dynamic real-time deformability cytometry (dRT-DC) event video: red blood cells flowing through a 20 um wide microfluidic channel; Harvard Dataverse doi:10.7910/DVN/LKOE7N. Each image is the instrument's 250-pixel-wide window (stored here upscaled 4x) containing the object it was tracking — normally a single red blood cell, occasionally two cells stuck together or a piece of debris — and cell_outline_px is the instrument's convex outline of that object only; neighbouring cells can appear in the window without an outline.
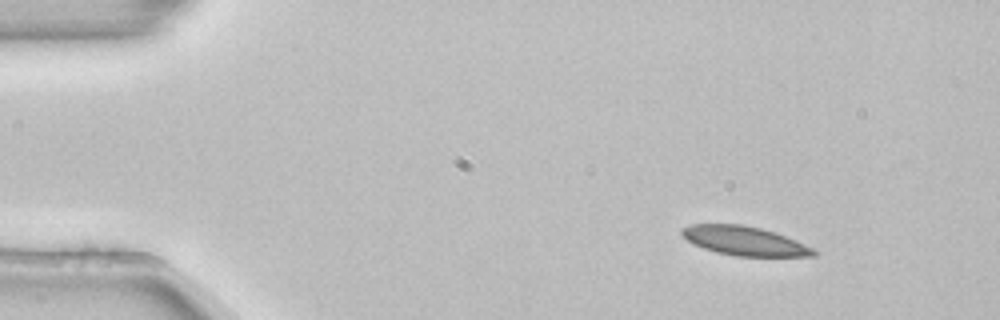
{"species": "common noctule bat (a hibernating species)", "species_latin": "Nyctalus noctula", "temperature_condition": "room temperature", "stored_images_in_passage": 3, "camera_frame_rate_fps": 3000, "um_per_image_px": 0.085, "animal": {"sex": "female", "body_mass_g": 22.7, "forearm_length_mm": 54.2}, "frame": {"image": 1, "passage_image": 1, "time_ms": 0.0, "image_size_px": [1000, 320], "cell_outline_px": [[820, 252], [816, 256], [736, 256], [716, 252], [692, 244], [680, 232], [680, 228], [692, 224], [740, 224], [760, 228], [796, 240]], "centroid_in_image_um": [63.27, 20.48], "position_along_channel_um": 21.7, "area_um2": 22.2}}
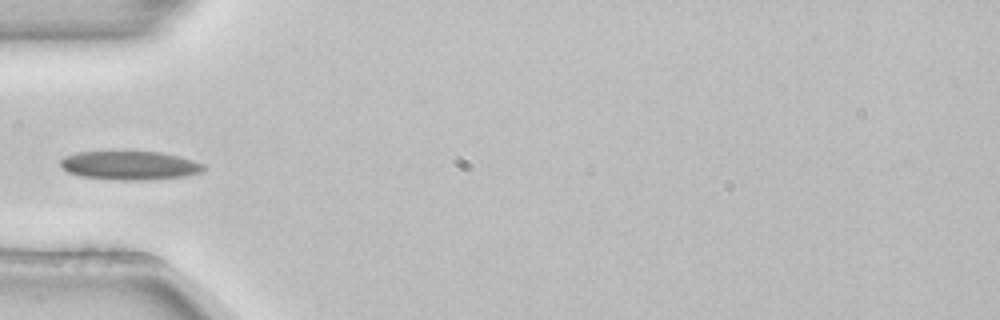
{"frame": {"image": 2, "passage_image": 3, "time_ms": 0.667, "image_size_px": [1000, 320], "cell_outline_px": [[204, 168], [200, 172], [184, 176], [148, 180], [120, 180], [80, 176], [68, 172], [60, 164], [60, 160], [64, 156], [76, 152], [124, 148], [160, 152], [180, 156], [204, 164]], "centroid_in_image_um": [10.97, 14.0], "position_along_channel_um": 74.0, "area_um2": 25.03}}